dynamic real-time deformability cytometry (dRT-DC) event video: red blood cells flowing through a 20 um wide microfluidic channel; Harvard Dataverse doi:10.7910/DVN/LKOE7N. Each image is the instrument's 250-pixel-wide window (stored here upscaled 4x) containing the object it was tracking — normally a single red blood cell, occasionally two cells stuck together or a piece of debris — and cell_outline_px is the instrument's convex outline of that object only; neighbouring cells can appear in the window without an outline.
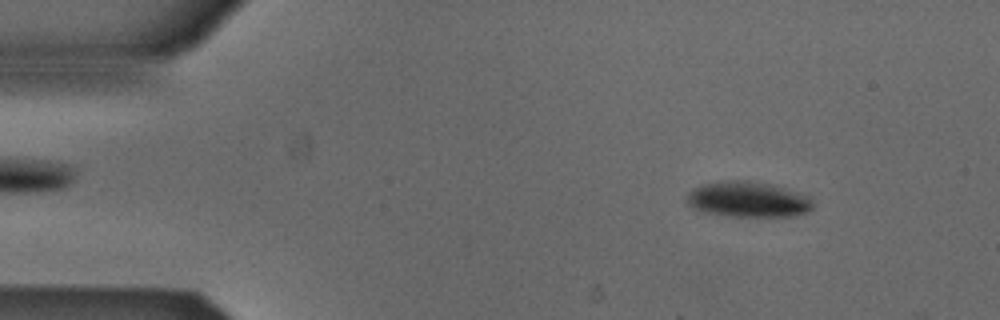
{"species": "Egyptian fruit bat (a non-hibernating species)", "species_latin": "Rousettus aegyptiacus", "temperature_condition": "cold", "stored_images_in_passage": 52, "camera_frame_rate_fps": 3000, "um_per_image_px": 0.085, "animal": {"sex": "male"}, "frame": {"image": 1, "passage_image": 6, "time_ms": 1.667, "image_size_px": [1000, 320], "cell_outline_px": [[812, 208], [808, 212], [792, 216], [732, 216], [708, 212], [692, 208], [688, 204], [688, 192], [692, 188], [700, 184], [728, 180], [748, 180], [768, 184], [784, 188], [804, 196], [812, 204]], "centroid_in_image_um": [63.51, 16.94], "position_along_channel_um": 21.5, "area_um2": 25.61}}
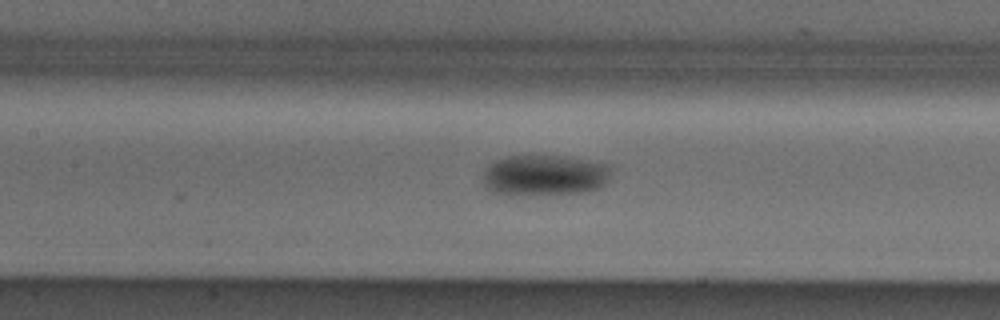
{"frame": {"image": 2, "passage_image": 23, "time_ms": 7.333, "image_size_px": [1000, 320], "cell_outline_px": [[612, 164], [608, 176], [604, 184], [600, 188], [584, 192], [508, 196], [492, 192], [484, 188], [480, 180], [484, 168], [488, 164], [496, 160], [508, 156], [560, 156]], "centroid_in_image_um": [46.19, 14.91], "position_along_channel_um": 161.2, "area_um2": 31.1}}
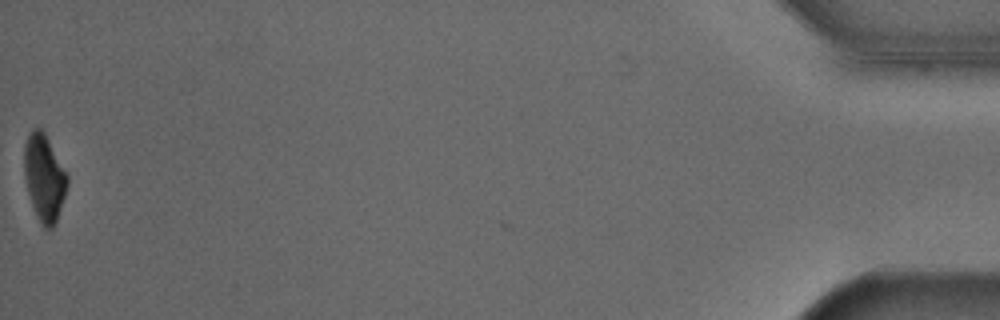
{"frame": {"image": 3, "passage_image": 52, "time_ms": 17.0, "image_size_px": [1000, 320], "cell_outline_px": [[68, 184], [56, 224], [52, 228], [44, 228], [40, 224], [32, 204], [28, 192], [24, 176], [24, 144], [28, 132], [32, 128], [40, 128], [44, 132], [68, 176]], "centroid_in_image_um": [3.75, 15.1], "position_along_channel_um": 431.5, "area_um2": 21.73}, "authors_computed_cell_mechanics": {"area_um2": 26.4435, "velocity_mm_per_s": 3.8827, "shape_relaxation_time_tau1_ms": 1.8956, "shape_relaxation_time_tau2_ms": null, "deformation_change_tau1": 0.1075, "deformation_change_tau2": null}}